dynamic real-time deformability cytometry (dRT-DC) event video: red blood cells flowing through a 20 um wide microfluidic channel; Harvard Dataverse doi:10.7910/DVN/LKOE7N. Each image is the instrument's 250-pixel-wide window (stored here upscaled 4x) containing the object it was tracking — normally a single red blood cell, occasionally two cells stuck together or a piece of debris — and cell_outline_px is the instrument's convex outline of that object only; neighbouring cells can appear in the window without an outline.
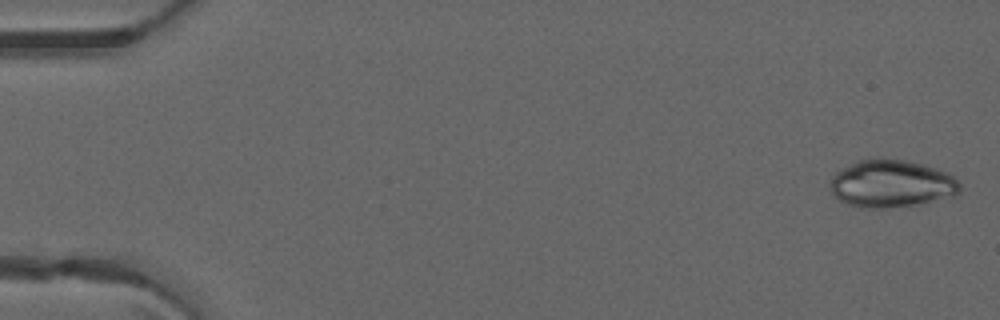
{"species": "common noctule bat (a hibernating species)", "species_latin": "Nyctalus noctula", "temperature_condition": "warm", "stored_images_in_passage": 5, "camera_frame_rate_fps": 3000, "um_per_image_px": 0.085, "animal": {"sex": "male", "forearm_length_mm": 52.5}, "frame": {"image": 1, "passage_image": 1, "time_ms": 0.0, "image_size_px": [1000, 320], "cell_outline_px": [[960, 192], [956, 196], [912, 204], [884, 208], [860, 208], [848, 204], [840, 200], [832, 192], [832, 176], [840, 168], [860, 160], [876, 156], [904, 160], [936, 168], [948, 172], [960, 184]], "centroid_in_image_um": [75.77, 15.59], "position_along_channel_um": 9.2, "area_um2": 35.84}}